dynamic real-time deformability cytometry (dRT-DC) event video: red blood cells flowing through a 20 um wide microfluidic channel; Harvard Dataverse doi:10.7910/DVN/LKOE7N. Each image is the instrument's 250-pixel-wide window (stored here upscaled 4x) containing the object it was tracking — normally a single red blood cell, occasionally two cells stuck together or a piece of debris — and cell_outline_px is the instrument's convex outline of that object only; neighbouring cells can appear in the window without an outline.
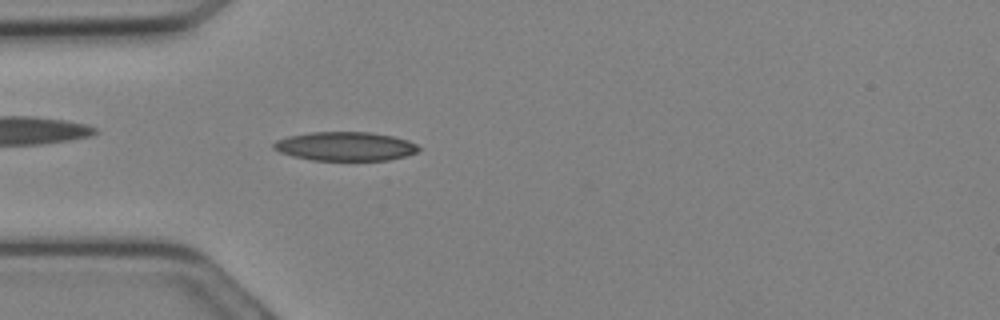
{"species": "Egyptian fruit bat (a non-hibernating species)", "species_latin": "Rousettus aegyptiacus", "temperature_condition": "cold", "stored_images_in_passage": 8, "camera_frame_rate_fps": 3000, "um_per_image_px": 0.085, "animal": {"sex": "female"}, "frame": {"image": 1, "passage_image": 4, "time_ms": 1.0, "image_size_px": [1000, 320], "cell_outline_px": [[420, 148], [416, 152], [404, 156], [388, 160], [312, 160], [292, 156], [280, 152], [272, 148], [272, 144], [276, 140], [288, 136], [312, 132], [372, 132], [392, 136], [408, 140], [416, 144]], "centroid_in_image_um": [29.32, 12.43], "position_along_channel_um": 55.7, "area_um2": 24.39}}
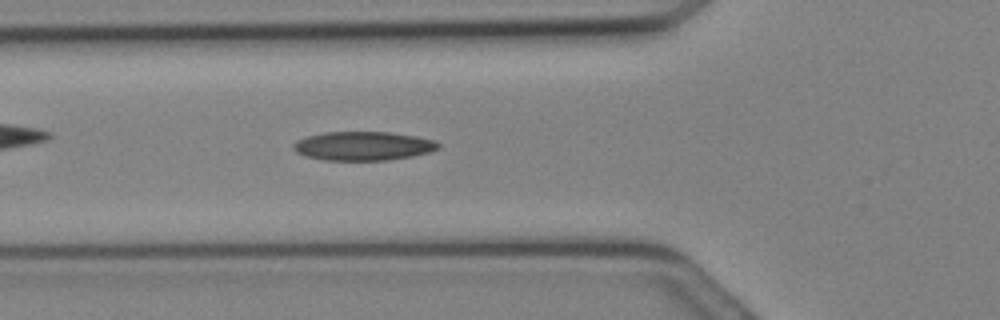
{"frame": {"image": 2, "passage_image": 6, "time_ms": 1.667, "image_size_px": [1000, 320], "cell_outline_px": [[440, 148], [428, 152], [412, 156], [388, 160], [324, 160], [304, 156], [296, 152], [292, 148], [292, 144], [296, 140], [308, 136], [324, 132], [388, 132], [436, 140], [440, 144]], "centroid_in_image_um": [30.83, 12.41], "position_along_channel_um": 95.0, "area_um2": 24.39}}
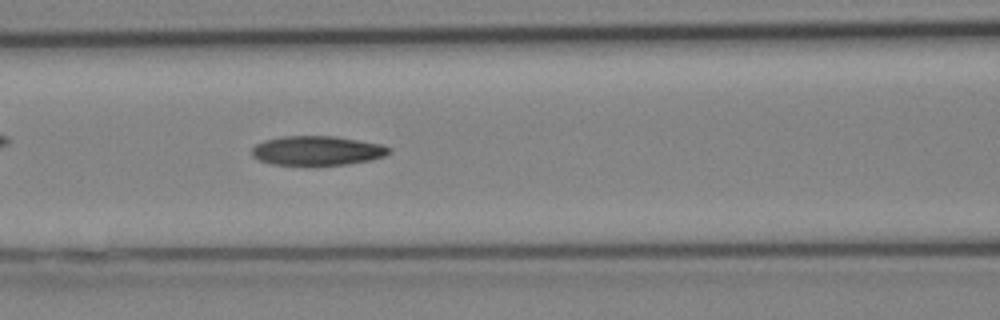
{"frame": {"image": 3, "passage_image": 8, "time_ms": 2.333, "image_size_px": [1000, 320], "cell_outline_px": [[392, 152], [384, 156], [372, 160], [348, 164], [272, 164], [260, 160], [252, 156], [252, 148], [256, 144], [264, 140], [280, 136], [336, 136], [384, 144], [392, 148]], "centroid_in_image_um": [27.02, 12.78], "position_along_channel_um": 139.6, "area_um2": 23.52}}